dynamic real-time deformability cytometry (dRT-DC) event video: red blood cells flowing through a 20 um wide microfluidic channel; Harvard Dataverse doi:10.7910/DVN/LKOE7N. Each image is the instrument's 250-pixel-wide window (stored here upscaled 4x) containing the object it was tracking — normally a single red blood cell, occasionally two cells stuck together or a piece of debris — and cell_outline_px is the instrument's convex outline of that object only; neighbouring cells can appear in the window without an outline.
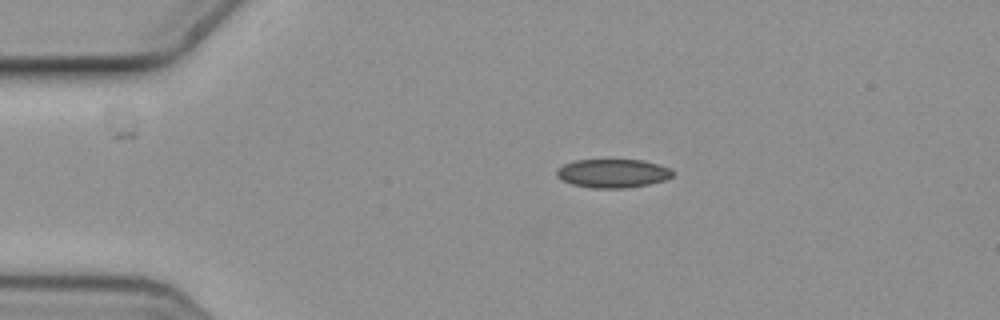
{"species": "common noctule bat (a hibernating species)", "species_latin": "Nyctalus noctula", "temperature_condition": "cold", "stored_images_in_passage": 8, "camera_frame_rate_fps": 3000, "um_per_image_px": 0.085, "animal": {"sex": "female", "body_mass_g": 19.3, "forearm_length_mm": 54.1}, "frame": {"image": 1, "passage_image": 4, "time_ms": 1.0, "image_size_px": [1000, 320], "cell_outline_px": [[676, 172], [672, 176], [664, 180], [648, 184], [628, 188], [596, 188], [572, 184], [556, 176], [556, 168], [564, 164], [576, 160], [644, 160], [672, 168]], "centroid_in_image_um": [52.12, 14.73], "position_along_channel_um": 32.9, "area_um2": 19.42}}
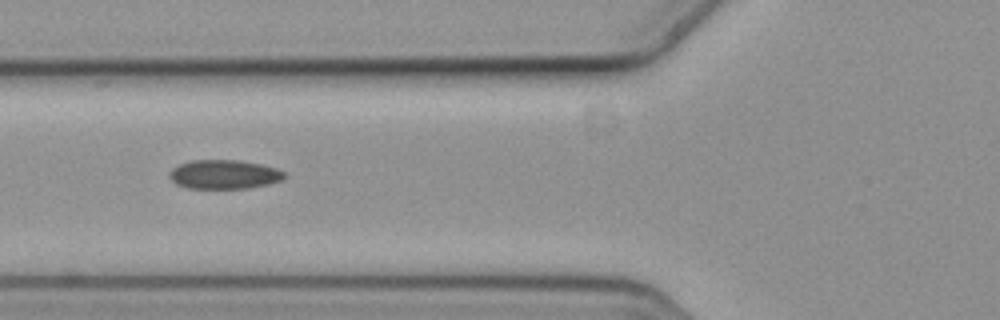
{"frame": {"image": 2, "passage_image": 7, "time_ms": 2.0, "image_size_px": [1000, 320], "cell_outline_px": [[288, 176], [284, 180], [268, 184], [248, 188], [188, 188], [176, 184], [168, 176], [168, 172], [172, 168], [180, 164], [192, 160], [240, 160], [260, 164], [276, 168], [284, 172]], "centroid_in_image_um": [19.07, 14.82], "position_along_channel_um": 106.7, "area_um2": 19.59}}
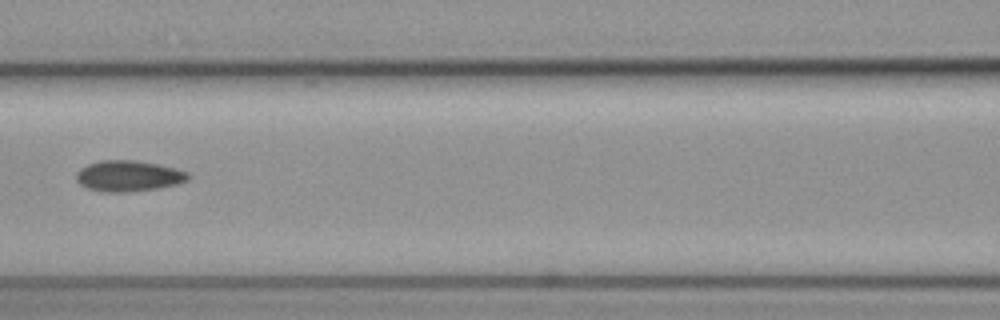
{"frame": {"image": 3, "passage_image": 8, "time_ms": 2.333, "image_size_px": [1000, 320], "cell_outline_px": [[192, 176], [188, 180], [176, 184], [160, 188], [132, 192], [104, 192], [88, 188], [80, 184], [76, 180], [76, 176], [80, 168], [88, 164], [100, 160], [136, 160], [176, 168], [188, 172]], "centroid_in_image_um": [10.95, 14.96], "position_along_channel_um": 155.7, "area_um2": 20.29}}